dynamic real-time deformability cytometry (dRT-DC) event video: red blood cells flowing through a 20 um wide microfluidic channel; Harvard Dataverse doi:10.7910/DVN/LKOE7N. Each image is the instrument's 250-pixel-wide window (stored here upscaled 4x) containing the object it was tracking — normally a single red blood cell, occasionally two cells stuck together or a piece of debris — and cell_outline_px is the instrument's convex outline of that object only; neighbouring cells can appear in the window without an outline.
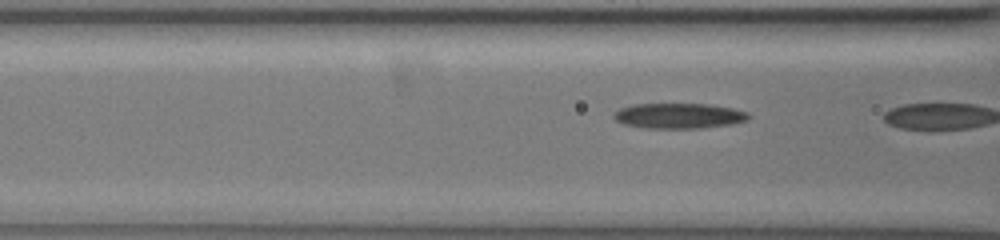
{"species": "common noctule bat (a hibernating species)", "species_latin": "Nyctalus noctula", "temperature_condition": "warm", "stored_images_in_passage": 27, "camera_frame_rate_fps": 3000, "um_per_image_px": 0.085, "animal": {"sex": "female", "body_mass_g": 19.5, "forearm_length_mm": 54.1}, "frame": {"image": 1, "passage_image": 26, "time_ms": 8.333, "image_size_px": [1000, 240], "cell_outline_px": [[752, 116], [748, 120], [732, 124], [700, 128], [648, 128], [624, 124], [616, 120], [612, 116], [620, 108], [632, 104], [708, 104], [732, 108], [748, 112]], "centroid_in_image_um": [57.74, 9.84], "position_along_channel_um": 108.9, "area_um2": 19.88}}